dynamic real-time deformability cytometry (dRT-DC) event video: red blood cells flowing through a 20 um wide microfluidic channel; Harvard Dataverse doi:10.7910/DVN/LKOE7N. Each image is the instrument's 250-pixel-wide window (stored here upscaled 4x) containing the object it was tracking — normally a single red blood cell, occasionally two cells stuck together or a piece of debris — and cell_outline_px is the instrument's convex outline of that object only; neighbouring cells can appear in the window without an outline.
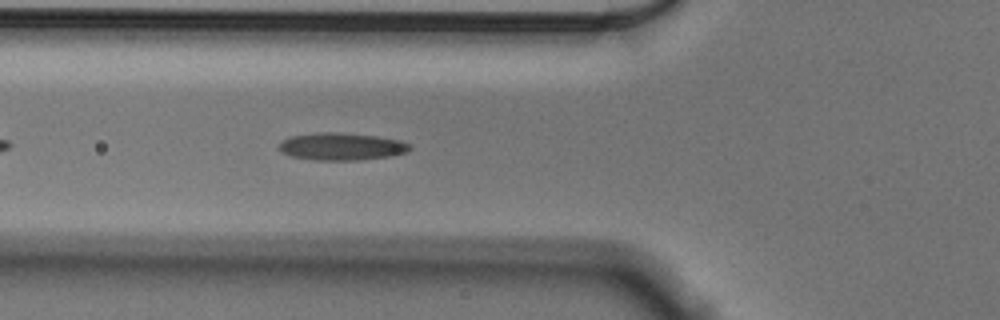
{"species": "Egyptian fruit bat (a non-hibernating species)", "species_latin": "Rousettus aegyptiacus", "temperature_condition": "cold", "stored_images_in_passage": 44, "camera_frame_rate_fps": 3000, "um_per_image_px": 0.085, "animal": {"sex": "male"}, "frame": {"image": 1, "passage_image": 7, "time_ms": 2.0, "image_size_px": [1000, 320], "cell_outline_px": [[412, 148], [408, 152], [388, 156], [356, 160], [312, 160], [292, 156], [280, 152], [276, 148], [276, 144], [292, 136], [320, 132], [336, 132], [376, 136], [400, 140], [412, 144]], "centroid_in_image_um": [29.01, 12.45], "position_along_channel_um": 96.8, "area_um2": 20.98}}
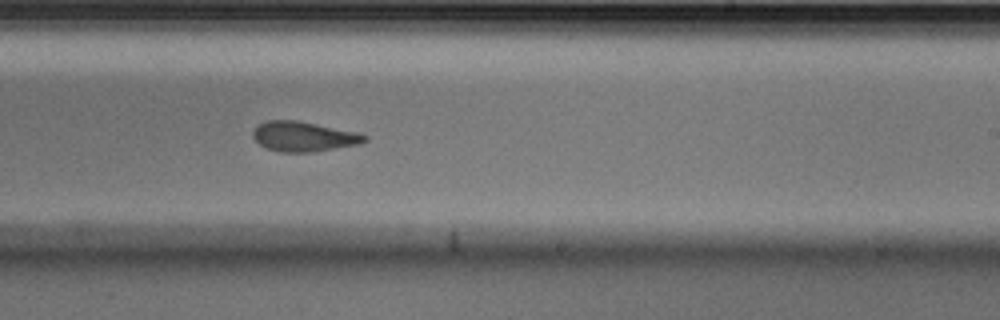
{"frame": {"image": 2, "passage_image": 21, "time_ms": 6.667, "image_size_px": [1000, 320], "cell_outline_px": [[368, 140], [360, 144], [312, 152], [280, 152], [268, 148], [260, 144], [252, 136], [252, 132], [260, 124], [268, 120], [296, 120], [360, 132], [368, 136]], "centroid_in_image_um": [25.87, 11.6], "position_along_channel_um": 263.1, "area_um2": 19.48}}
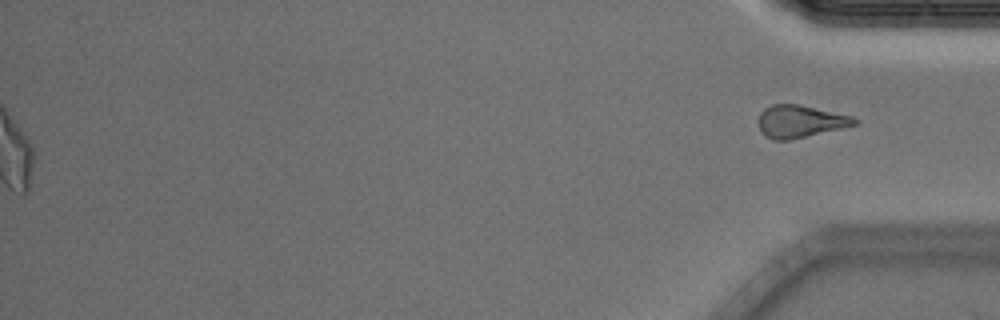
{"frame": {"image": 3, "passage_image": 44, "time_ms": 14.333, "image_size_px": [1000, 320], "cell_outline_px": [[860, 124], [788, 140], [772, 140], [764, 136], [760, 128], [760, 112], [764, 108], [772, 104], [800, 104], [852, 116], [860, 120]], "centroid_in_image_um": [68.05, 10.31], "position_along_channel_um": 367.2, "area_um2": 18.15}, "authors_computed_cell_mechanics": {"area_um2": 19.8832, "velocity_mm_per_s": 3.5578, "shape_relaxation_time_tau1_ms": 7.3473, "shape_relaxation_time_tau2_ms": 2.4985, "deformation_change_tau1": 0.1869, "deformation_change_tau2": 0.1006}}